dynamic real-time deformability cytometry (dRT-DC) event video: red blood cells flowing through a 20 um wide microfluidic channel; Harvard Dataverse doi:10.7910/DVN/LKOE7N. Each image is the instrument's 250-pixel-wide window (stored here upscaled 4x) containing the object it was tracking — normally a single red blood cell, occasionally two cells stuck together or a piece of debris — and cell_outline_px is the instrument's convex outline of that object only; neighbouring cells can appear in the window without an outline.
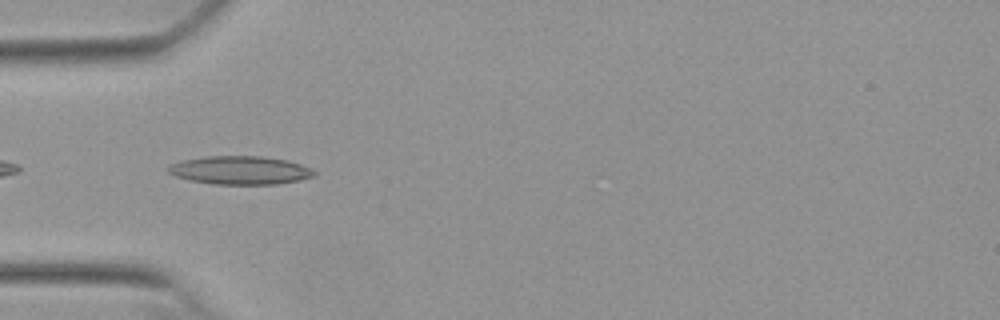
{"species": "Egyptian fruit bat (a non-hibernating species)", "species_latin": "Rousettus aegyptiacus", "temperature_condition": "warm", "stored_images_in_passage": 9, "camera_frame_rate_fps": 3000, "um_per_image_px": 0.085, "animal": {"sex": "female"}, "frame": {"image": 1, "passage_image": 2, "time_ms": 0.333, "image_size_px": [1000, 320], "cell_outline_px": [[316, 176], [300, 180], [276, 184], [212, 184], [188, 180], [176, 176], [168, 172], [168, 164], [180, 160], [204, 156], [260, 156], [288, 160], [312, 168], [316, 172]], "centroid_in_image_um": [20.4, 14.46], "position_along_channel_um": 64.6, "area_um2": 24.39}}